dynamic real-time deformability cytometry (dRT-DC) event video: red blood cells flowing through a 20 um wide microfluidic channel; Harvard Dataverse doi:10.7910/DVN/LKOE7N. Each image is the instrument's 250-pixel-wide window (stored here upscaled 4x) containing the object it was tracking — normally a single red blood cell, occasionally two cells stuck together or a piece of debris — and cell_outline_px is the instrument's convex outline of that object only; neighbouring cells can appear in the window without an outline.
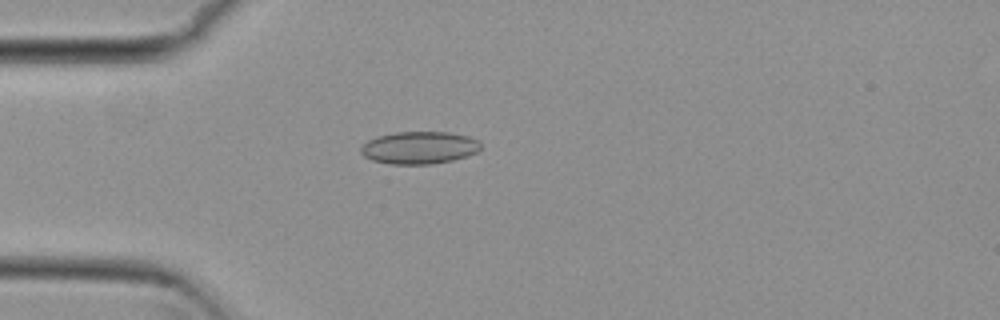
{"species": "common noctule bat (a hibernating species)", "species_latin": "Nyctalus noctula", "temperature_condition": "cold", "stored_images_in_passage": 11, "camera_frame_rate_fps": 3000, "um_per_image_px": 0.085, "animal": {"sex": "female", "body_mass_g": 29.2, "forearm_length_mm": 56.3}, "frame": {"image": 1, "passage_image": 4, "time_ms": 1.0, "image_size_px": [1000, 320], "cell_outline_px": [[480, 148], [476, 152], [468, 156], [452, 160], [432, 164], [392, 164], [372, 160], [364, 156], [360, 152], [360, 148], [368, 140], [376, 136], [396, 132], [448, 132], [468, 136], [476, 140], [480, 144]], "centroid_in_image_um": [35.61, 12.55], "position_along_channel_um": 49.4, "area_um2": 22.6}}
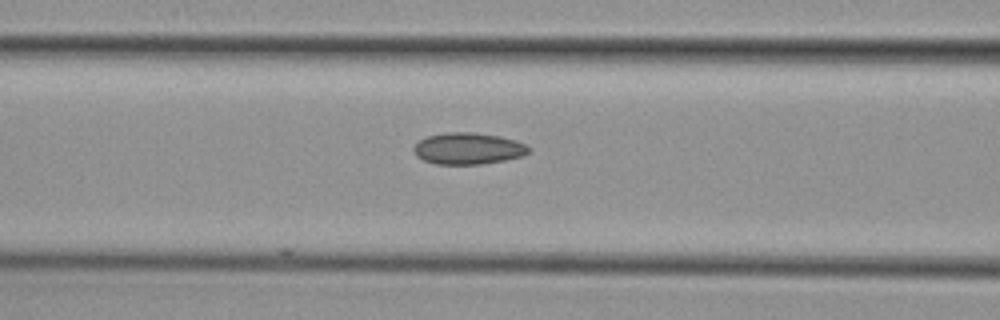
{"frame": {"image": 2, "passage_image": 11, "time_ms": 3.333, "image_size_px": [1000, 320], "cell_outline_px": [[532, 148], [524, 156], [504, 160], [480, 164], [436, 164], [424, 160], [416, 156], [412, 148], [420, 140], [428, 136], [448, 132], [472, 132], [500, 136], [516, 140]], "centroid_in_image_um": [39.8, 12.62], "position_along_channel_um": 126.8, "area_um2": 21.15}}